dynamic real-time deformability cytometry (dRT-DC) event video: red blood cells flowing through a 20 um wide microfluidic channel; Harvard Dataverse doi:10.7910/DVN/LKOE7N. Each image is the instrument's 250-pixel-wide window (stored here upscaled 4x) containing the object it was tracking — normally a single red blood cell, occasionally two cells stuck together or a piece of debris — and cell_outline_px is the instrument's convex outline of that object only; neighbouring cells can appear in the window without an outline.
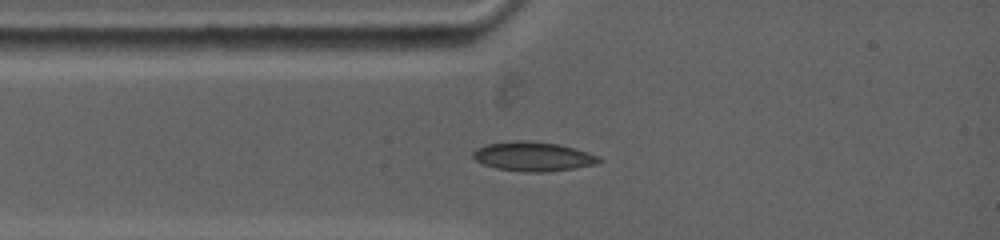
{"species": "common noctule bat (a hibernating species)", "species_latin": "Nyctalus noctula", "temperature_condition": "warm", "stored_images_in_passage": 57, "camera_frame_rate_fps": 5000, "um_per_image_px": 0.085, "animal": {"sex": "female", "body_mass_g": 19.0, "forearm_length_mm": 53.3}, "frame": {"image": 1, "passage_image": 7, "time_ms": 1.6, "image_size_px": [1000, 240], "cell_outline_px": [[604, 160], [596, 164], [572, 168], [544, 172], [528, 172], [496, 168], [484, 164], [476, 160], [472, 156], [472, 152], [476, 148], [488, 144], [516, 140], [532, 140], [556, 144], [572, 148], [600, 156]], "centroid_in_image_um": [45.3, 13.29], "position_along_channel_um": 39.7, "area_um2": 21.33}}
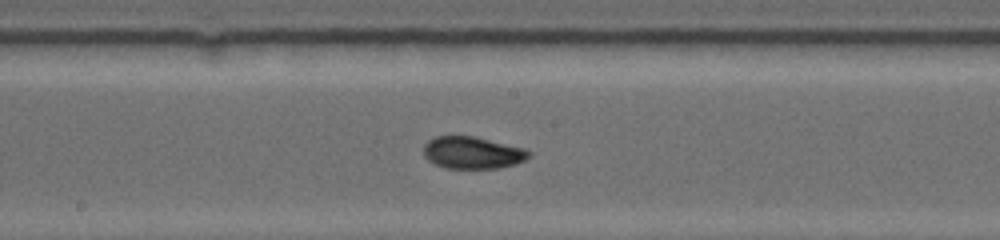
{"frame": {"image": 2, "passage_image": 24, "time_ms": 6.0, "image_size_px": [1000, 240], "cell_outline_px": [[528, 156], [524, 160], [512, 164], [496, 168], [444, 168], [428, 160], [424, 156], [424, 144], [428, 140], [436, 136], [472, 136], [520, 148], [528, 152]], "centroid_in_image_um": [40.05, 12.98], "position_along_channel_um": 208.2, "area_um2": 19.07}}
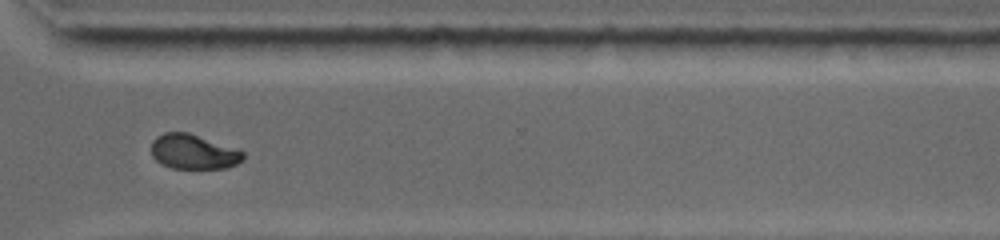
{"frame": {"image": 3, "passage_image": 38, "time_ms": 9.8, "image_size_px": [1000, 240], "cell_outline_px": [[244, 156], [236, 164], [224, 168], [172, 168], [156, 160], [152, 156], [152, 140], [156, 136], [164, 132], [188, 132], [244, 152]], "centroid_in_image_um": [16.39, 12.89], "position_along_channel_um": 354.2, "area_um2": 18.21}}